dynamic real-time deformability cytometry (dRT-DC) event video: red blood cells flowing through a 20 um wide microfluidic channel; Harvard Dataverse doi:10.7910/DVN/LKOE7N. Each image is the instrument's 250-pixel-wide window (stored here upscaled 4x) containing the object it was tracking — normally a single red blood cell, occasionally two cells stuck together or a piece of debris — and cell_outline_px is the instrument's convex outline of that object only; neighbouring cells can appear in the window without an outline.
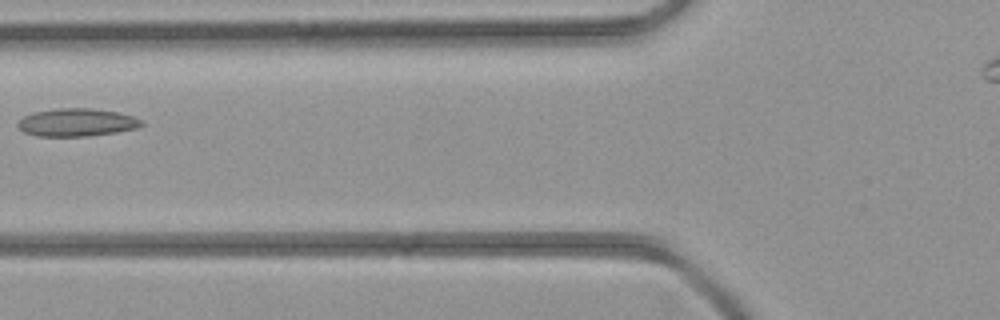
{"species": "common noctule bat (a hibernating species)", "species_latin": "Nyctalus noctula", "temperature_condition": "room temperature", "stored_images_in_passage": 5, "segment_of_instrument_passage": [1, 2], "camera_frame_rate_fps": 3000, "um_per_image_px": 0.085, "animal": {"sex": "female", "body_mass_g": 21.9}, "frame": {"image": 1, "passage_image": 4, "time_ms": 3.667, "image_size_px": [1000, 320], "cell_outline_px": [[144, 124], [136, 128], [116, 132], [88, 136], [36, 136], [24, 132], [16, 124], [24, 116], [32, 112], [56, 108], [92, 108], [116, 112], [132, 116], [140, 120]], "centroid_in_image_um": [6.49, 10.4], "position_along_channel_um": 119.3, "area_um2": 20.0}}